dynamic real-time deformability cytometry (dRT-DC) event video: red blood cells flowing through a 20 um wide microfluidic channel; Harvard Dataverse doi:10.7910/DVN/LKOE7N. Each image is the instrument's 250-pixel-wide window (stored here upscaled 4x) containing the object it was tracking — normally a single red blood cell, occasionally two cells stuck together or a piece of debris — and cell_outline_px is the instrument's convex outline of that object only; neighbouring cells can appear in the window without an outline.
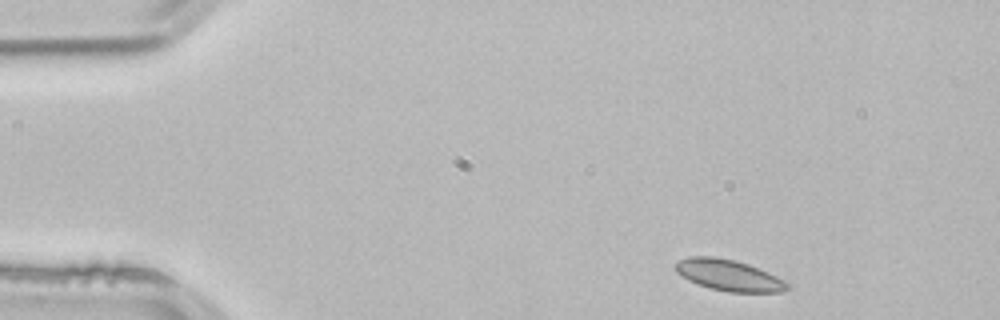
{"species": "common noctule bat (a hibernating species)", "species_latin": "Nyctalus noctula", "temperature_condition": "room temperature", "stored_images_in_passage": 3, "camera_frame_rate_fps": 3000, "um_per_image_px": 0.085, "animal": {"sex": "male", "body_mass_g": 21.5, "forearm_length_mm": 52.0}, "frame": {"image": 1, "passage_image": 1, "time_ms": 0.0, "image_size_px": [1000, 320], "cell_outline_px": [[792, 288], [780, 292], [728, 292], [708, 288], [696, 284], [688, 280], [676, 272], [672, 268], [672, 264], [676, 260], [688, 256], [716, 256], [736, 260], [748, 264], [768, 272], [792, 284]], "centroid_in_image_um": [61.9, 23.38], "position_along_channel_um": 23.1, "area_um2": 20.92}}
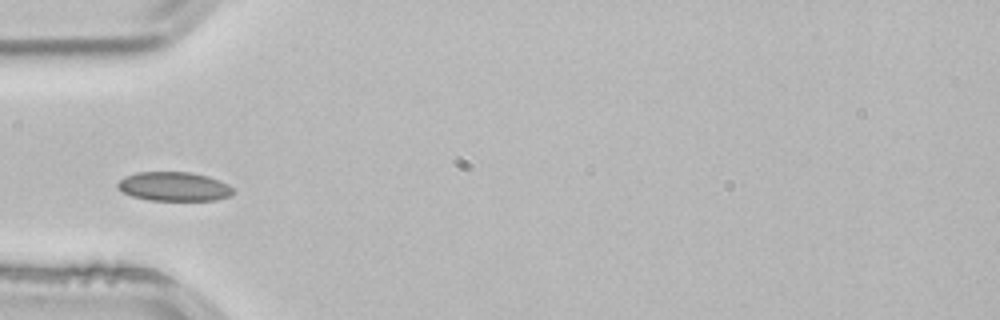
{"frame": {"image": 2, "passage_image": 3, "time_ms": 0.667, "image_size_px": [1000, 320], "cell_outline_px": [[236, 192], [228, 196], [216, 200], [148, 200], [132, 196], [116, 188], [116, 184], [124, 176], [136, 172], [192, 172], [208, 176], [220, 180], [228, 184]], "centroid_in_image_um": [14.78, 15.84], "position_along_channel_um": 70.2, "area_um2": 19.71}}